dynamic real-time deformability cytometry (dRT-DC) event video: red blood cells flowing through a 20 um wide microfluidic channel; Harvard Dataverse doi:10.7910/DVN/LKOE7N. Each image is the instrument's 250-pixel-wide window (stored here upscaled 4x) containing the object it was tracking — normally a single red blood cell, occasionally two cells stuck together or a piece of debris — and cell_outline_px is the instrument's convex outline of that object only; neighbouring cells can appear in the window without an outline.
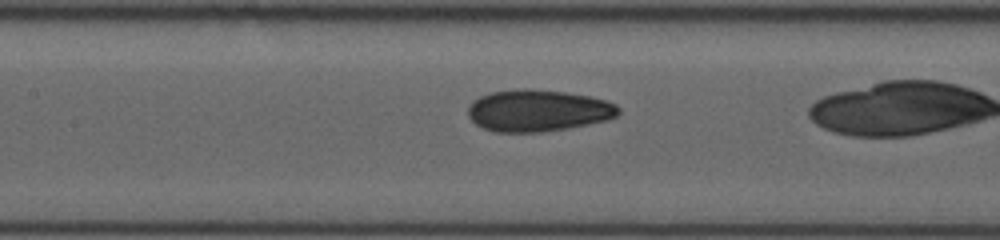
{"species": "human", "species_latin": "Homo sapiens", "temperature_condition": "room temperature", "stored_images_in_passage": 31, "camera_frame_rate_fps": 3000, "um_per_image_px": 0.085, "donor": {"sex": "female"}, "frame": {"image": 1, "passage_image": 14, "time_ms": 4.333, "image_size_px": [1000, 240], "cell_outline_px": [[620, 112], [616, 116], [608, 120], [568, 128], [540, 132], [496, 132], [484, 128], [476, 124], [468, 116], [468, 108], [472, 100], [488, 92], [524, 88], [528, 88], [564, 92], [588, 96], [604, 100], [616, 104], [620, 108]], "centroid_in_image_um": [45.71, 9.39], "position_along_channel_um": 161.7, "area_um2": 36.7}}
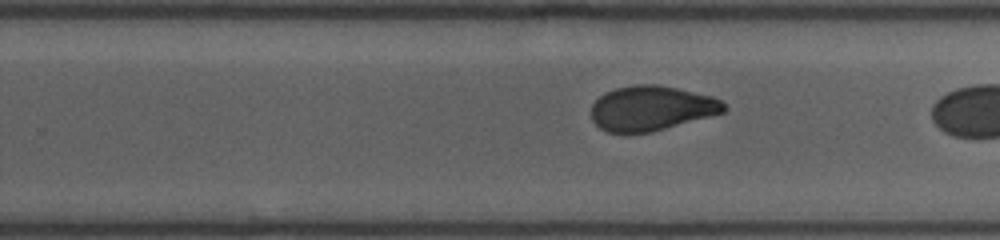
{"frame": {"image": 2, "passage_image": 23, "time_ms": 7.333, "image_size_px": [1000, 240], "cell_outline_px": [[728, 108], [724, 112], [652, 132], [608, 132], [600, 128], [592, 120], [592, 104], [600, 96], [616, 88], [636, 84], [656, 84], [676, 88], [712, 96], [720, 100]], "centroid_in_image_um": [55.37, 9.2], "position_along_channel_um": 274.4, "area_um2": 34.28}}
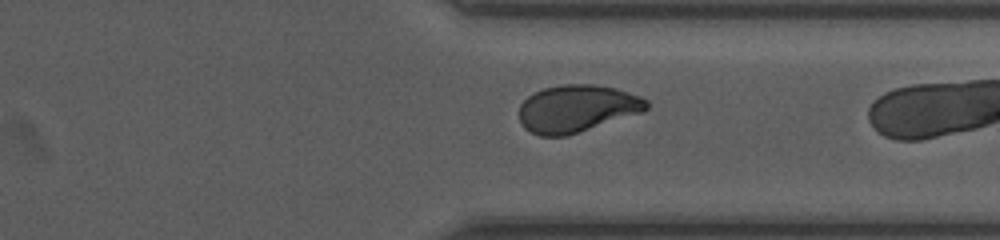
{"frame": {"image": 3, "passage_image": 30, "time_ms": 9.667, "image_size_px": [1000, 240], "cell_outline_px": [[648, 108], [644, 112], [564, 136], [540, 136], [524, 128], [520, 120], [520, 104], [528, 96], [544, 88], [564, 84], [592, 84], [616, 88], [640, 96], [648, 100]], "centroid_in_image_um": [49.05, 9.22], "position_along_channel_um": 362.3, "area_um2": 34.91}}